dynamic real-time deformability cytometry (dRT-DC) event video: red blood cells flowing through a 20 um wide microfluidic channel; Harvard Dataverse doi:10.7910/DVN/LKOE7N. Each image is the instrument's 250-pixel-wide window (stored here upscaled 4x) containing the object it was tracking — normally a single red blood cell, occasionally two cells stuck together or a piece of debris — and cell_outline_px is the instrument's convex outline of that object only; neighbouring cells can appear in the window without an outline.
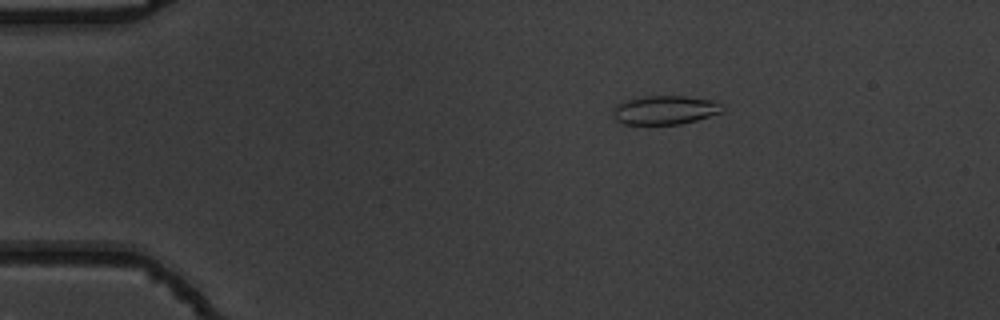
{"species": "common noctule bat (a hibernating species)", "species_latin": "Nyctalus noctula", "temperature_condition": "warm", "stored_images_in_passage": 5, "camera_frame_rate_fps": 3000, "um_per_image_px": 0.085, "animal": {"sex": "male", "body_mass_g": 19.5, "forearm_length_mm": 54.6}, "frame": {"image": 1, "passage_image": 1, "time_ms": 0.0, "image_size_px": [1000, 320], "cell_outline_px": [[724, 108], [720, 112], [696, 120], [680, 124], [624, 124], [616, 120], [612, 112], [616, 104], [628, 100], [644, 96], [684, 96], [712, 100], [724, 104]], "centroid_in_image_um": [56.52, 9.35], "position_along_channel_um": 28.5, "area_um2": 18.26}}